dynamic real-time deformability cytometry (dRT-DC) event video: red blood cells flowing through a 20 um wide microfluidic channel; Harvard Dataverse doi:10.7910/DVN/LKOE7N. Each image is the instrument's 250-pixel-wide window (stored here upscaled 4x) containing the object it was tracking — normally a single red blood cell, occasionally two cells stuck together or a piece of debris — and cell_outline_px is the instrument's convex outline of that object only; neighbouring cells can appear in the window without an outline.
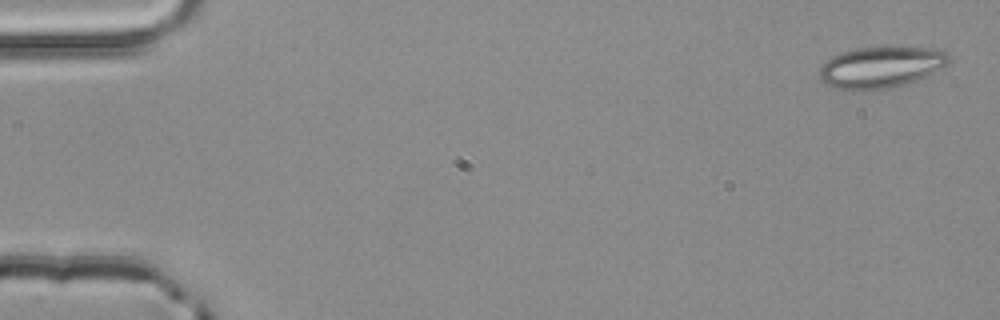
{"species": "common noctule bat (a hibernating species)", "species_latin": "Nyctalus noctula", "temperature_condition": "room temperature", "stored_images_in_passage": 4, "camera_frame_rate_fps": 3000, "um_per_image_px": 0.085, "animal": {"sex": "male", "body_mass_g": 20.4}, "frame": {"image": 1, "passage_image": 1, "time_ms": 0.0, "image_size_px": [1000, 320], "cell_outline_px": [[952, 60], [948, 64], [928, 76], [904, 84], [888, 88], [832, 88], [824, 84], [820, 80], [820, 68], [832, 56], [840, 52], [856, 48], [928, 48], [944, 52]], "centroid_in_image_um": [74.87, 5.7], "position_along_channel_um": 10.1, "area_um2": 30.4}}